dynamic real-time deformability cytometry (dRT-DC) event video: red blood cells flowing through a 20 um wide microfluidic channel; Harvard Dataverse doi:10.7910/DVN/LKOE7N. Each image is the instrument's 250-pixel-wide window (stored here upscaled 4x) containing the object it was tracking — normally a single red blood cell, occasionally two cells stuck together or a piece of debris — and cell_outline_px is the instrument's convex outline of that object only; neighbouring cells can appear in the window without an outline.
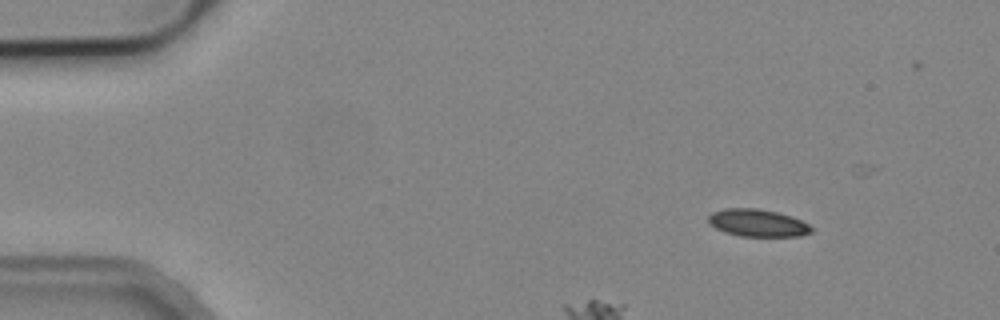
{"species": "common noctule bat (a hibernating species)", "species_latin": "Nyctalus noctula", "temperature_condition": "cold", "stored_images_in_passage": 8, "camera_frame_rate_fps": 3000, "um_per_image_px": 0.085, "animal": {"sex": "male", "body_mass_g": 19.2, "forearm_length_mm": 51.8}, "frame": {"image": 1, "passage_image": 1, "time_ms": 0.0, "image_size_px": [1000, 320], "cell_outline_px": [[812, 232], [800, 236], [740, 236], [724, 232], [708, 224], [708, 216], [712, 212], [724, 208], [756, 208], [776, 212], [800, 220], [808, 224], [812, 228]], "centroid_in_image_um": [64.34, 18.95], "position_along_channel_um": 20.7, "area_um2": 16.36}}
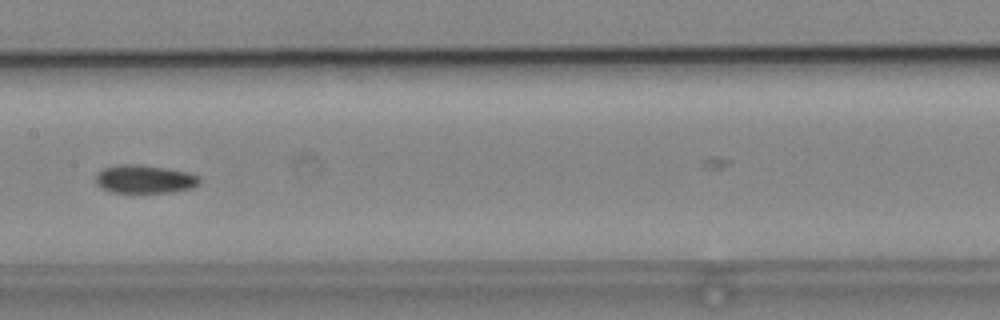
{"frame": {"image": 2, "passage_image": 7, "time_ms": 7.0, "image_size_px": [1000, 320], "cell_outline_px": [[200, 184], [192, 188], [168, 192], [112, 192], [96, 184], [96, 176], [104, 168], [120, 164], [136, 164], [164, 168], [188, 172], [200, 176]], "centroid_in_image_um": [12.33, 15.22], "position_along_channel_um": 195.1, "area_um2": 16.88}}